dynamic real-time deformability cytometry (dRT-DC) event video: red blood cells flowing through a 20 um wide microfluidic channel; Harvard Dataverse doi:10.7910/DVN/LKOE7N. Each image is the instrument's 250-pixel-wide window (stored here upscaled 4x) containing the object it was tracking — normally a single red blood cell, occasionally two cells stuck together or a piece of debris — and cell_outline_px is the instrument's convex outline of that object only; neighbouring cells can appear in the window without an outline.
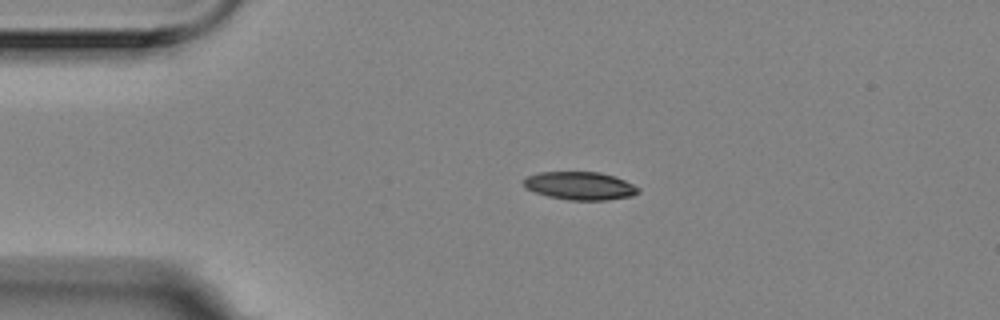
{"species": "Egyptian fruit bat (a non-hibernating species)", "species_latin": "Rousettus aegyptiacus", "temperature_condition": "room temperature", "stored_images_in_passage": 2, "camera_frame_rate_fps": 3000, "um_per_image_px": 0.085, "animal": {"sex": "female"}, "frame": {"image": 1, "passage_image": 1, "time_ms": 0.0, "image_size_px": [1000, 320], "cell_outline_px": [[640, 192], [632, 196], [608, 200], [568, 200], [548, 196], [524, 188], [524, 180], [528, 176], [540, 172], [600, 172], [616, 176], [640, 188]], "centroid_in_image_um": [49.33, 15.79], "position_along_channel_um": 35.7, "area_um2": 18.79}}